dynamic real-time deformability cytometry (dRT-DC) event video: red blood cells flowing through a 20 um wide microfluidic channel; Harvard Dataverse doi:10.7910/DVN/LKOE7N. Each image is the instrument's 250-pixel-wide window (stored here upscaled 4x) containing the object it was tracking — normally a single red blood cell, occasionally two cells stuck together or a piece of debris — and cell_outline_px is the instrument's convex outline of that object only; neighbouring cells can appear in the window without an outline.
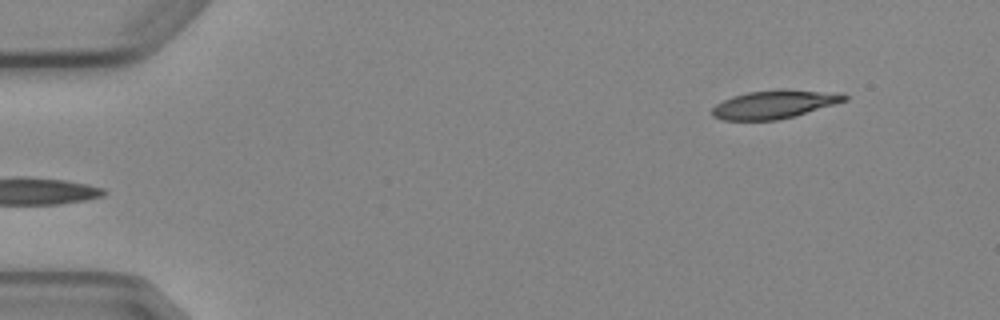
{"species": "Egyptian fruit bat (a non-hibernating species)", "species_latin": "Rousettus aegyptiacus", "temperature_condition": "cold", "stored_images_in_passage": 5, "segment_of_instrument_passage": [2, 2], "camera_frame_rate_fps": 3000, "um_per_image_px": 0.085, "animal": {"sex": "female"}, "frame": {"image": 1, "passage_image": 5, "time_ms": 4.333, "image_size_px": [1000, 320], "cell_outline_px": [[848, 100], [796, 116], [776, 120], [720, 120], [712, 116], [712, 108], [716, 104], [732, 96], [748, 92], [776, 88], [784, 88], [844, 92], [848, 96]], "centroid_in_image_um": [65.89, 8.84], "position_along_channel_um": 19.1, "area_um2": 22.48}}